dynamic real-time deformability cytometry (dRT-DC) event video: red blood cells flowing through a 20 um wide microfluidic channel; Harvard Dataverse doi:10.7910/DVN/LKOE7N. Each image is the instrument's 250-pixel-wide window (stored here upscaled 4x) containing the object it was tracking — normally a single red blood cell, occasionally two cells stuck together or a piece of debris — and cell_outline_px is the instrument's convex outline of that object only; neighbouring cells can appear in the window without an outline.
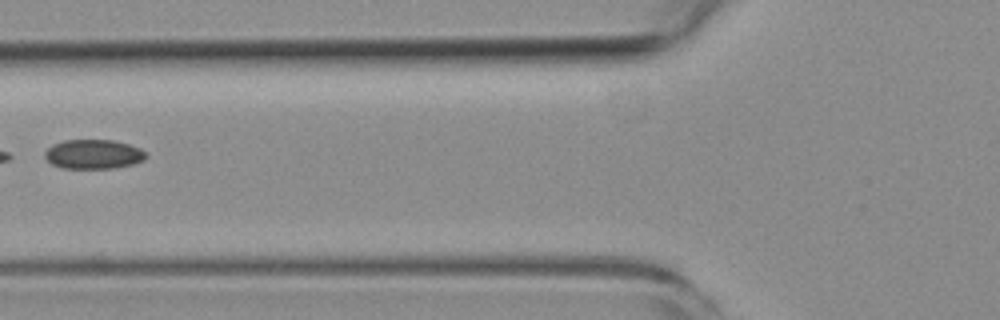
{"species": "common noctule bat (a hibernating species)", "species_latin": "Nyctalus noctula", "temperature_condition": "room temperature", "stored_images_in_passage": 6, "segment_of_instrument_passage": [2, 2], "camera_frame_rate_fps": 3000, "um_per_image_px": 0.085, "animal": {"sex": "female", "body_mass_g": 19.3, "forearm_length_mm": 54.1}, "frame": {"image": 1, "passage_image": 6, "time_ms": 6.0, "image_size_px": [1000, 320], "cell_outline_px": [[148, 156], [144, 160], [132, 164], [116, 168], [60, 168], [52, 164], [44, 156], [44, 152], [52, 144], [64, 140], [112, 140], [128, 144], [140, 148]], "centroid_in_image_um": [7.93, 13.11], "position_along_channel_um": 117.9, "area_um2": 17.34}}